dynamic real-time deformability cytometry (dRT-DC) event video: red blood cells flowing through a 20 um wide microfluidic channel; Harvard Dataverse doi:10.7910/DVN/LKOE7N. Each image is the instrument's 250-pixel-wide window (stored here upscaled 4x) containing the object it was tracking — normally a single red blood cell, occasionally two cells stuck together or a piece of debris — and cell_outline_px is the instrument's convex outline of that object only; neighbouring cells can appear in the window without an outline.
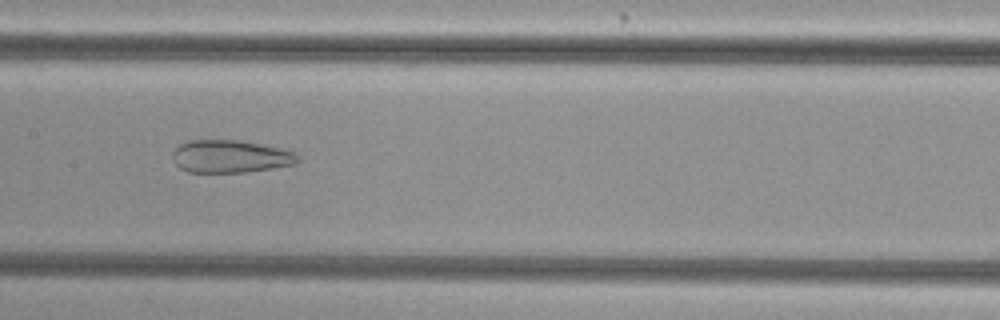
{"species": "common noctule bat (a hibernating species)", "species_latin": "Nyctalus noctula", "temperature_condition": "cold", "stored_images_in_passage": 43, "camera_frame_rate_fps": 3000, "um_per_image_px": 0.085, "animal": {"sex": "female", "body_mass_g": 29.2, "forearm_length_mm": 56.3}, "frame": {"image": 1, "passage_image": 27, "time_ms": 8.667, "image_size_px": [1000, 320], "cell_outline_px": [[300, 160], [296, 164], [272, 168], [244, 172], [188, 172], [180, 168], [176, 164], [172, 156], [172, 152], [180, 144], [188, 140], [240, 140], [280, 148], [296, 152], [300, 156]], "centroid_in_image_um": [19.6, 13.29], "position_along_channel_um": 187.8, "area_um2": 23.93}}
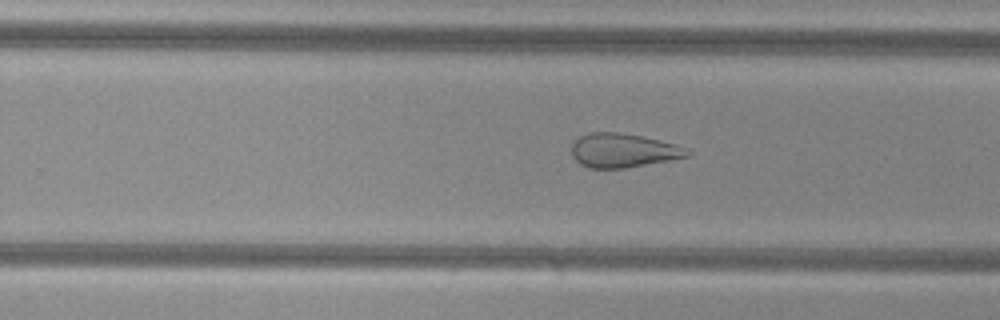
{"frame": {"image": 2, "passage_image": 34, "time_ms": 11.0, "image_size_px": [1000, 320], "cell_outline_px": [[692, 152], [688, 156], [668, 160], [624, 168], [588, 168], [580, 164], [572, 156], [572, 144], [580, 136], [588, 132], [616, 132], [644, 136], [676, 144], [688, 148]], "centroid_in_image_um": [52.97, 12.78], "position_along_channel_um": 276.8, "area_um2": 22.95}}
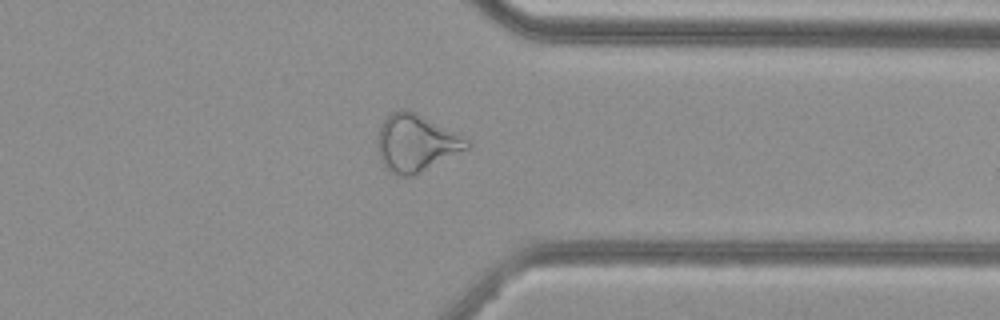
{"frame": {"image": 3, "passage_image": 42, "time_ms": 13.667, "image_size_px": [1000, 320], "cell_outline_px": [[472, 144], [468, 148], [412, 176], [396, 176], [388, 172], [384, 168], [380, 160], [376, 140], [380, 124], [392, 112], [400, 108], [404, 108], [416, 112], [468, 140]], "centroid_in_image_um": [35.28, 12.16], "position_along_channel_um": 376.1, "area_um2": 29.65}, "authors_computed_cell_mechanics": {"area_um2": 29.9982, "velocity_mm_per_s": 3.8243, "shape_relaxation_time_tau1_ms": null, "shape_relaxation_time_tau2_ms": 2.6079, "deformation_change_tau1": null, "deformation_change_tau2": 0.121}}